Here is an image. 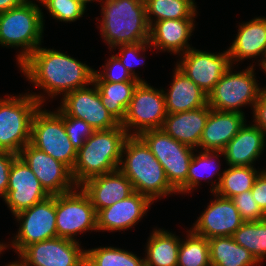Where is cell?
<instances>
[{"label":"cell","instance_id":"6da1fadb","mask_svg":"<svg viewBox=\"0 0 266 266\" xmlns=\"http://www.w3.org/2000/svg\"><path fill=\"white\" fill-rule=\"evenodd\" d=\"M21 72L52 98L93 83L95 70L81 61L56 51L39 46L20 64Z\"/></svg>","mask_w":266,"mask_h":266},{"label":"cell","instance_id":"7a4b0ae2","mask_svg":"<svg viewBox=\"0 0 266 266\" xmlns=\"http://www.w3.org/2000/svg\"><path fill=\"white\" fill-rule=\"evenodd\" d=\"M121 157L118 169L131 181L134 191L152 202L157 197L177 193L168 182L162 165L139 136L126 139Z\"/></svg>","mask_w":266,"mask_h":266},{"label":"cell","instance_id":"3957f363","mask_svg":"<svg viewBox=\"0 0 266 266\" xmlns=\"http://www.w3.org/2000/svg\"><path fill=\"white\" fill-rule=\"evenodd\" d=\"M128 133L120 124L107 130H95L77 151L72 176L77 186L87 179L118 169Z\"/></svg>","mask_w":266,"mask_h":266},{"label":"cell","instance_id":"277c9868","mask_svg":"<svg viewBox=\"0 0 266 266\" xmlns=\"http://www.w3.org/2000/svg\"><path fill=\"white\" fill-rule=\"evenodd\" d=\"M104 1V2H103ZM101 35L110 49L148 42L150 25L144 0H102Z\"/></svg>","mask_w":266,"mask_h":266},{"label":"cell","instance_id":"5b68a950","mask_svg":"<svg viewBox=\"0 0 266 266\" xmlns=\"http://www.w3.org/2000/svg\"><path fill=\"white\" fill-rule=\"evenodd\" d=\"M33 1L0 13L1 46L21 47L18 64L24 62L40 45L44 29L43 12Z\"/></svg>","mask_w":266,"mask_h":266},{"label":"cell","instance_id":"8992f818","mask_svg":"<svg viewBox=\"0 0 266 266\" xmlns=\"http://www.w3.org/2000/svg\"><path fill=\"white\" fill-rule=\"evenodd\" d=\"M45 97L35 93L0 99V150L19 154L31 138L35 112Z\"/></svg>","mask_w":266,"mask_h":266},{"label":"cell","instance_id":"52a82bcc","mask_svg":"<svg viewBox=\"0 0 266 266\" xmlns=\"http://www.w3.org/2000/svg\"><path fill=\"white\" fill-rule=\"evenodd\" d=\"M41 107L32 119L30 144L72 170L77 151L66 133L64 115L58 110L48 112V110H42Z\"/></svg>","mask_w":266,"mask_h":266},{"label":"cell","instance_id":"ba28073f","mask_svg":"<svg viewBox=\"0 0 266 266\" xmlns=\"http://www.w3.org/2000/svg\"><path fill=\"white\" fill-rule=\"evenodd\" d=\"M253 66L238 73H233L231 67L223 74L208 94L210 108L243 114L240 107L251 104L253 108L263 91V88L258 87Z\"/></svg>","mask_w":266,"mask_h":266},{"label":"cell","instance_id":"9c48e42d","mask_svg":"<svg viewBox=\"0 0 266 266\" xmlns=\"http://www.w3.org/2000/svg\"><path fill=\"white\" fill-rule=\"evenodd\" d=\"M139 137L162 165L170 185L177 191L186 181L193 150L167 135L162 129L146 130Z\"/></svg>","mask_w":266,"mask_h":266},{"label":"cell","instance_id":"30bf717a","mask_svg":"<svg viewBox=\"0 0 266 266\" xmlns=\"http://www.w3.org/2000/svg\"><path fill=\"white\" fill-rule=\"evenodd\" d=\"M166 116L163 89L158 90L147 82H140L133 92L121 125L129 136H139L146 130L161 129ZM130 129L135 132L130 134Z\"/></svg>","mask_w":266,"mask_h":266},{"label":"cell","instance_id":"8fae6325","mask_svg":"<svg viewBox=\"0 0 266 266\" xmlns=\"http://www.w3.org/2000/svg\"><path fill=\"white\" fill-rule=\"evenodd\" d=\"M79 188L55 195L57 237L75 241L78 233L97 231V212L89 196Z\"/></svg>","mask_w":266,"mask_h":266},{"label":"cell","instance_id":"7c38bea8","mask_svg":"<svg viewBox=\"0 0 266 266\" xmlns=\"http://www.w3.org/2000/svg\"><path fill=\"white\" fill-rule=\"evenodd\" d=\"M20 222L19 231L11 242L20 254L27 246L57 237L55 195L14 215Z\"/></svg>","mask_w":266,"mask_h":266},{"label":"cell","instance_id":"4fadbf2b","mask_svg":"<svg viewBox=\"0 0 266 266\" xmlns=\"http://www.w3.org/2000/svg\"><path fill=\"white\" fill-rule=\"evenodd\" d=\"M18 155L26 162L50 196L68 193L78 187L68 166L30 143L26 144Z\"/></svg>","mask_w":266,"mask_h":266},{"label":"cell","instance_id":"5bb4252c","mask_svg":"<svg viewBox=\"0 0 266 266\" xmlns=\"http://www.w3.org/2000/svg\"><path fill=\"white\" fill-rule=\"evenodd\" d=\"M92 86L93 89L86 86L63 95L58 111L62 115L86 121L95 130H107L119 126L120 124L103 105L95 83H92Z\"/></svg>","mask_w":266,"mask_h":266},{"label":"cell","instance_id":"9a60e30c","mask_svg":"<svg viewBox=\"0 0 266 266\" xmlns=\"http://www.w3.org/2000/svg\"><path fill=\"white\" fill-rule=\"evenodd\" d=\"M182 55V60L177 62V68L190 78L208 95L231 67L230 54L209 53L198 49L190 48Z\"/></svg>","mask_w":266,"mask_h":266},{"label":"cell","instance_id":"2e32d148","mask_svg":"<svg viewBox=\"0 0 266 266\" xmlns=\"http://www.w3.org/2000/svg\"><path fill=\"white\" fill-rule=\"evenodd\" d=\"M18 256L26 266H83L86 250L77 240L56 237L33 243Z\"/></svg>","mask_w":266,"mask_h":266},{"label":"cell","instance_id":"e0dca14e","mask_svg":"<svg viewBox=\"0 0 266 266\" xmlns=\"http://www.w3.org/2000/svg\"><path fill=\"white\" fill-rule=\"evenodd\" d=\"M50 195L41 186L40 181L26 162L18 155L10 167L8 189L4 198L11 213L31 208Z\"/></svg>","mask_w":266,"mask_h":266},{"label":"cell","instance_id":"ac0fdd59","mask_svg":"<svg viewBox=\"0 0 266 266\" xmlns=\"http://www.w3.org/2000/svg\"><path fill=\"white\" fill-rule=\"evenodd\" d=\"M216 196L198 217L191 230L200 236L210 239L217 236H232L243 224L238 209L229 198Z\"/></svg>","mask_w":266,"mask_h":266},{"label":"cell","instance_id":"d6986e66","mask_svg":"<svg viewBox=\"0 0 266 266\" xmlns=\"http://www.w3.org/2000/svg\"><path fill=\"white\" fill-rule=\"evenodd\" d=\"M152 203L147 196L134 191L127 198L97 212V230H126L143 218Z\"/></svg>","mask_w":266,"mask_h":266},{"label":"cell","instance_id":"ffe728a7","mask_svg":"<svg viewBox=\"0 0 266 266\" xmlns=\"http://www.w3.org/2000/svg\"><path fill=\"white\" fill-rule=\"evenodd\" d=\"M79 187L89 196L96 212L134 192L131 181L119 169L91 177Z\"/></svg>","mask_w":266,"mask_h":266},{"label":"cell","instance_id":"44dd1931","mask_svg":"<svg viewBox=\"0 0 266 266\" xmlns=\"http://www.w3.org/2000/svg\"><path fill=\"white\" fill-rule=\"evenodd\" d=\"M245 121L243 113L211 109L199 147L203 151H222L239 132Z\"/></svg>","mask_w":266,"mask_h":266},{"label":"cell","instance_id":"7402d4cb","mask_svg":"<svg viewBox=\"0 0 266 266\" xmlns=\"http://www.w3.org/2000/svg\"><path fill=\"white\" fill-rule=\"evenodd\" d=\"M210 110L207 104L195 110L167 113L161 129L176 141L194 149L199 148Z\"/></svg>","mask_w":266,"mask_h":266},{"label":"cell","instance_id":"603a6c76","mask_svg":"<svg viewBox=\"0 0 266 266\" xmlns=\"http://www.w3.org/2000/svg\"><path fill=\"white\" fill-rule=\"evenodd\" d=\"M194 19H167L150 26L149 45L161 51L184 54L190 48L188 39L194 30ZM182 51V52H180Z\"/></svg>","mask_w":266,"mask_h":266},{"label":"cell","instance_id":"cb8c5ba5","mask_svg":"<svg viewBox=\"0 0 266 266\" xmlns=\"http://www.w3.org/2000/svg\"><path fill=\"white\" fill-rule=\"evenodd\" d=\"M265 137V133L255 124L247 125L245 122L222 150L227 165L253 166V162L263 153Z\"/></svg>","mask_w":266,"mask_h":266},{"label":"cell","instance_id":"d4e9b609","mask_svg":"<svg viewBox=\"0 0 266 266\" xmlns=\"http://www.w3.org/2000/svg\"><path fill=\"white\" fill-rule=\"evenodd\" d=\"M227 50L232 64L262 54L261 57H264L259 64L262 66L266 61V18L256 17L241 24L234 42Z\"/></svg>","mask_w":266,"mask_h":266},{"label":"cell","instance_id":"484cf974","mask_svg":"<svg viewBox=\"0 0 266 266\" xmlns=\"http://www.w3.org/2000/svg\"><path fill=\"white\" fill-rule=\"evenodd\" d=\"M173 82L165 93L167 113H179L206 106L208 95L177 67L174 68Z\"/></svg>","mask_w":266,"mask_h":266},{"label":"cell","instance_id":"4316f807","mask_svg":"<svg viewBox=\"0 0 266 266\" xmlns=\"http://www.w3.org/2000/svg\"><path fill=\"white\" fill-rule=\"evenodd\" d=\"M211 266H255L260 264L232 236H217L208 239Z\"/></svg>","mask_w":266,"mask_h":266},{"label":"cell","instance_id":"83f0119b","mask_svg":"<svg viewBox=\"0 0 266 266\" xmlns=\"http://www.w3.org/2000/svg\"><path fill=\"white\" fill-rule=\"evenodd\" d=\"M180 238L164 229H154L146 248L145 266H177Z\"/></svg>","mask_w":266,"mask_h":266},{"label":"cell","instance_id":"f1b7e54d","mask_svg":"<svg viewBox=\"0 0 266 266\" xmlns=\"http://www.w3.org/2000/svg\"><path fill=\"white\" fill-rule=\"evenodd\" d=\"M141 81L93 82L98 88L103 105L121 124L132 99L133 92Z\"/></svg>","mask_w":266,"mask_h":266},{"label":"cell","instance_id":"f546056e","mask_svg":"<svg viewBox=\"0 0 266 266\" xmlns=\"http://www.w3.org/2000/svg\"><path fill=\"white\" fill-rule=\"evenodd\" d=\"M259 173L254 166H229L227 170L223 171L220 184L214 193L231 199L251 190Z\"/></svg>","mask_w":266,"mask_h":266},{"label":"cell","instance_id":"4dcf8cb0","mask_svg":"<svg viewBox=\"0 0 266 266\" xmlns=\"http://www.w3.org/2000/svg\"><path fill=\"white\" fill-rule=\"evenodd\" d=\"M149 25L167 19L195 18L194 0H144ZM154 15V17H152ZM152 17V18H151Z\"/></svg>","mask_w":266,"mask_h":266},{"label":"cell","instance_id":"1f68e13d","mask_svg":"<svg viewBox=\"0 0 266 266\" xmlns=\"http://www.w3.org/2000/svg\"><path fill=\"white\" fill-rule=\"evenodd\" d=\"M232 237L238 245L247 249L260 264L266 258V219L243 222Z\"/></svg>","mask_w":266,"mask_h":266},{"label":"cell","instance_id":"d6a6232c","mask_svg":"<svg viewBox=\"0 0 266 266\" xmlns=\"http://www.w3.org/2000/svg\"><path fill=\"white\" fill-rule=\"evenodd\" d=\"M200 154H193L192 159H191V163L188 169V174H187V181L177 190V193H188L190 192V190L193 191V188L195 189V186H198V184L200 183V179L203 180V177H208L209 179L212 177H214V175L219 176L217 179L219 180L218 182L215 183L212 182V186L213 188L210 190L212 193H214L219 184H220V180L221 177L220 176L222 173L217 172L216 170H213L214 167V160L213 158L218 157L217 155H223L222 151H200ZM217 153V154H216ZM217 167V166H216ZM215 167V168H216ZM212 171V173L210 172V174L203 176V174H205L206 172ZM201 172L203 173L201 175ZM206 177V178H207Z\"/></svg>","mask_w":266,"mask_h":266},{"label":"cell","instance_id":"836d02e7","mask_svg":"<svg viewBox=\"0 0 266 266\" xmlns=\"http://www.w3.org/2000/svg\"><path fill=\"white\" fill-rule=\"evenodd\" d=\"M188 232L187 239L180 242L177 266H211L208 239Z\"/></svg>","mask_w":266,"mask_h":266},{"label":"cell","instance_id":"e575fe53","mask_svg":"<svg viewBox=\"0 0 266 266\" xmlns=\"http://www.w3.org/2000/svg\"><path fill=\"white\" fill-rule=\"evenodd\" d=\"M86 259L93 266H145L144 258L111 246L86 250Z\"/></svg>","mask_w":266,"mask_h":266},{"label":"cell","instance_id":"d590c367","mask_svg":"<svg viewBox=\"0 0 266 266\" xmlns=\"http://www.w3.org/2000/svg\"><path fill=\"white\" fill-rule=\"evenodd\" d=\"M50 15L61 22H74L85 13L86 5L81 0H38Z\"/></svg>","mask_w":266,"mask_h":266},{"label":"cell","instance_id":"8d00e7d4","mask_svg":"<svg viewBox=\"0 0 266 266\" xmlns=\"http://www.w3.org/2000/svg\"><path fill=\"white\" fill-rule=\"evenodd\" d=\"M106 63L105 66H102L103 73L95 70L93 82L140 81L131 75L115 55L111 56Z\"/></svg>","mask_w":266,"mask_h":266},{"label":"cell","instance_id":"74e56055","mask_svg":"<svg viewBox=\"0 0 266 266\" xmlns=\"http://www.w3.org/2000/svg\"><path fill=\"white\" fill-rule=\"evenodd\" d=\"M64 127L76 151L95 131L86 121L68 115H64Z\"/></svg>","mask_w":266,"mask_h":266},{"label":"cell","instance_id":"f35d334b","mask_svg":"<svg viewBox=\"0 0 266 266\" xmlns=\"http://www.w3.org/2000/svg\"><path fill=\"white\" fill-rule=\"evenodd\" d=\"M231 200L244 222L259 221L266 218V214L260 209L253 198L251 190L238 194L232 197Z\"/></svg>","mask_w":266,"mask_h":266},{"label":"cell","instance_id":"ab89813d","mask_svg":"<svg viewBox=\"0 0 266 266\" xmlns=\"http://www.w3.org/2000/svg\"><path fill=\"white\" fill-rule=\"evenodd\" d=\"M147 46L151 47L149 45V42H138V43H132V44L119 45L117 46V48H119L120 53L115 55L120 60V62L125 66V68L131 73V75L134 76L136 79L140 80L141 82H145V80L140 79L137 73L135 74L134 72L135 70H133V67L141 64L138 60V56H139L138 54L140 53V51L141 52L146 51ZM136 58L138 60L137 64H135V62L137 61L135 60Z\"/></svg>","mask_w":266,"mask_h":266},{"label":"cell","instance_id":"60d3db41","mask_svg":"<svg viewBox=\"0 0 266 266\" xmlns=\"http://www.w3.org/2000/svg\"><path fill=\"white\" fill-rule=\"evenodd\" d=\"M18 155L13 152L0 150V195L3 199L8 189L10 167Z\"/></svg>","mask_w":266,"mask_h":266},{"label":"cell","instance_id":"b9f144b4","mask_svg":"<svg viewBox=\"0 0 266 266\" xmlns=\"http://www.w3.org/2000/svg\"><path fill=\"white\" fill-rule=\"evenodd\" d=\"M251 193L260 209L266 214V170L260 171L253 184Z\"/></svg>","mask_w":266,"mask_h":266},{"label":"cell","instance_id":"7bdbcfd3","mask_svg":"<svg viewBox=\"0 0 266 266\" xmlns=\"http://www.w3.org/2000/svg\"><path fill=\"white\" fill-rule=\"evenodd\" d=\"M253 119L255 125L266 135V92L262 91L259 99L253 107Z\"/></svg>","mask_w":266,"mask_h":266},{"label":"cell","instance_id":"ee69618b","mask_svg":"<svg viewBox=\"0 0 266 266\" xmlns=\"http://www.w3.org/2000/svg\"><path fill=\"white\" fill-rule=\"evenodd\" d=\"M26 0H0V13L18 7Z\"/></svg>","mask_w":266,"mask_h":266},{"label":"cell","instance_id":"f6af8a7d","mask_svg":"<svg viewBox=\"0 0 266 266\" xmlns=\"http://www.w3.org/2000/svg\"><path fill=\"white\" fill-rule=\"evenodd\" d=\"M5 266H26L21 260L20 261H15V262H10V264L5 265Z\"/></svg>","mask_w":266,"mask_h":266},{"label":"cell","instance_id":"bcb514c9","mask_svg":"<svg viewBox=\"0 0 266 266\" xmlns=\"http://www.w3.org/2000/svg\"><path fill=\"white\" fill-rule=\"evenodd\" d=\"M262 68V70H264L265 71V73H266V61L262 64V66H261ZM263 91L264 92H266V87L265 88H263Z\"/></svg>","mask_w":266,"mask_h":266},{"label":"cell","instance_id":"7dc6e473","mask_svg":"<svg viewBox=\"0 0 266 266\" xmlns=\"http://www.w3.org/2000/svg\"><path fill=\"white\" fill-rule=\"evenodd\" d=\"M83 266H93V265L85 258Z\"/></svg>","mask_w":266,"mask_h":266},{"label":"cell","instance_id":"c3c4849f","mask_svg":"<svg viewBox=\"0 0 266 266\" xmlns=\"http://www.w3.org/2000/svg\"><path fill=\"white\" fill-rule=\"evenodd\" d=\"M7 248V246L3 243L0 244V253L4 251V249Z\"/></svg>","mask_w":266,"mask_h":266},{"label":"cell","instance_id":"681fc988","mask_svg":"<svg viewBox=\"0 0 266 266\" xmlns=\"http://www.w3.org/2000/svg\"><path fill=\"white\" fill-rule=\"evenodd\" d=\"M85 5H87L86 3L91 2V1H102V0H81Z\"/></svg>","mask_w":266,"mask_h":266}]
</instances>
